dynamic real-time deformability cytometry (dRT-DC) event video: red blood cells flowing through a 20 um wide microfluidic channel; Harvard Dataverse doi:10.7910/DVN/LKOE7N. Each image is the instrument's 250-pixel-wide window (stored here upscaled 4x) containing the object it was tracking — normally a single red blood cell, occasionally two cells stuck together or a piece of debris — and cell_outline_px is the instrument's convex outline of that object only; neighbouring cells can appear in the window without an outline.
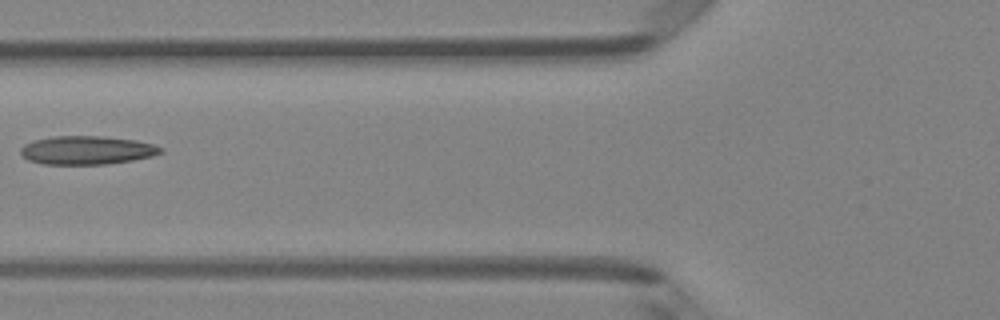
{"species": "Egyptian fruit bat (a non-hibernating species)", "species_latin": "Rousettus aegyptiacus", "temperature_condition": "room temperature", "stored_images_in_passage": 5, "camera_frame_rate_fps": 3000, "um_per_image_px": 0.085, "animal": {"sex": "female"}, "frame": {"image": 1, "passage_image": 4, "time_ms": 1.0, "image_size_px": [1000, 320], "cell_outline_px": [[164, 152], [152, 156], [132, 160], [108, 164], [44, 164], [28, 160], [20, 152], [20, 148], [24, 144], [36, 140], [52, 136], [100, 136], [136, 140], [152, 144], [164, 148]], "centroid_in_image_um": [7.4, 12.76], "position_along_channel_um": 118.4, "area_um2": 23.24}}
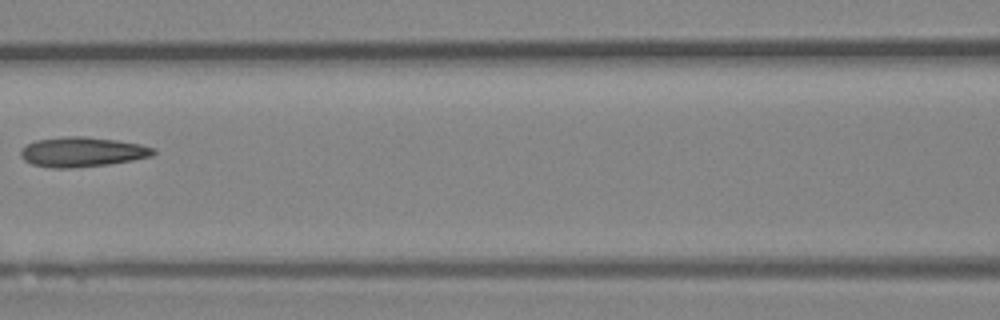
{"frame": {"image": 2, "passage_image": 5, "time_ms": 1.333, "image_size_px": [1000, 320], "cell_outline_px": [[156, 152], [152, 156], [132, 160], [108, 164], [72, 168], [52, 168], [32, 164], [24, 160], [20, 156], [20, 152], [28, 144], [36, 140], [64, 136], [84, 136], [116, 140], [140, 144], [156, 148]], "centroid_in_image_um": [7.0, 12.91], "position_along_channel_um": 159.6, "area_um2": 23.0}}